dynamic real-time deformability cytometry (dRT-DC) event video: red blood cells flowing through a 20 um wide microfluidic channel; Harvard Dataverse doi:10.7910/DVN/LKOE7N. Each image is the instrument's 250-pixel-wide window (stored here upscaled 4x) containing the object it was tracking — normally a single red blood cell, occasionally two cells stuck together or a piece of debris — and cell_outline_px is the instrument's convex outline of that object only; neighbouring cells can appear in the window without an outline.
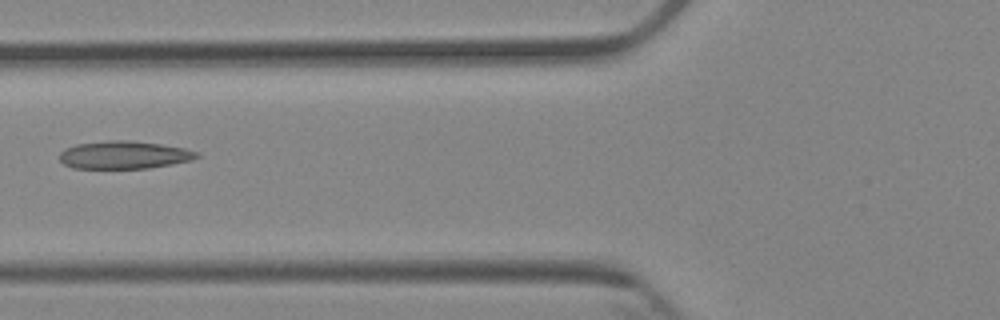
{"species": "Egyptian fruit bat (a non-hibernating species)", "species_latin": "Rousettus aegyptiacus", "temperature_condition": "cold", "stored_images_in_passage": 5, "camera_frame_rate_fps": 3000, "um_per_image_px": 0.085, "animal": {"sex": "female"}, "frame": {"image": 1, "passage_image": 5, "time_ms": 4.667, "image_size_px": [1000, 320], "cell_outline_px": [[200, 156], [192, 160], [172, 164], [148, 168], [72, 168], [64, 164], [60, 160], [60, 152], [64, 148], [76, 144], [108, 140], [128, 140], [160, 144], [184, 148], [200, 152]], "centroid_in_image_um": [10.55, 13.16], "position_along_channel_um": 115.3, "area_um2": 22.31}}